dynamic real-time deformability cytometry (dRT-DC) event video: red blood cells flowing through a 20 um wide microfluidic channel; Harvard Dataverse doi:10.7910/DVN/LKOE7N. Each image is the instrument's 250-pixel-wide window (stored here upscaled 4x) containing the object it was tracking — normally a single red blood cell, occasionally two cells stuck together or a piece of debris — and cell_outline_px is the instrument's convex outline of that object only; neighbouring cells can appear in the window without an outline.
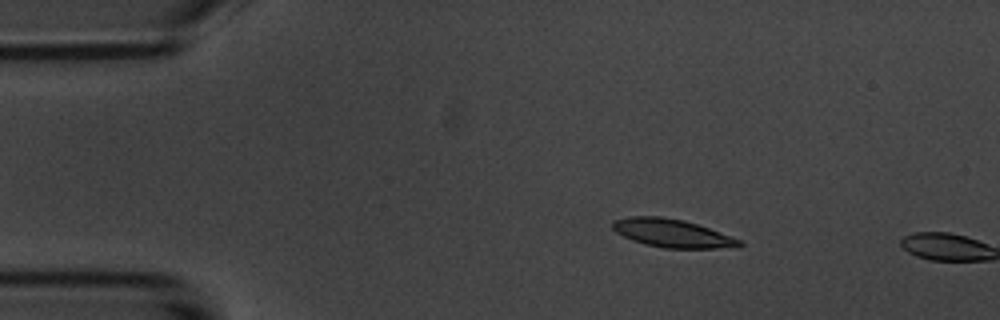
{"species": "common noctule bat (a hibernating species)", "species_latin": "Nyctalus noctula", "temperature_condition": "room temperature", "stored_images_in_passage": 3, "camera_frame_rate_fps": 3000, "um_per_image_px": 0.085, "animal": {"sex": "male", "body_mass_g": 20.1, "forearm_length_mm": 53.5}, "frame": {"image": 1, "passage_image": 2, "time_ms": 1.333, "image_size_px": [1000, 320], "cell_outline_px": [[744, 244], [740, 248], [664, 248], [644, 244], [632, 240], [616, 232], [612, 228], [612, 220], [628, 216], [660, 216], [684, 220], [708, 228], [740, 240]], "centroid_in_image_um": [57.12, 19.82], "position_along_channel_um": 27.9, "area_um2": 20.87}}